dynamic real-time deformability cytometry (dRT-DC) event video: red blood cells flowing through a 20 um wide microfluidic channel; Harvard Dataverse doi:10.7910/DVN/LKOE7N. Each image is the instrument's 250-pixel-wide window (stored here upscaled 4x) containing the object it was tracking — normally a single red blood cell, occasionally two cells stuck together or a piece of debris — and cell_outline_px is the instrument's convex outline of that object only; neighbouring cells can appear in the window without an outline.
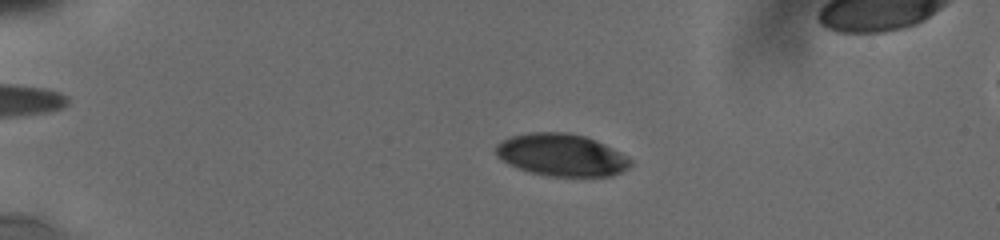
{"species": "human", "species_latin": "Homo sapiens", "temperature_condition": "cold", "stored_images_in_passage": 14, "camera_frame_rate_fps": 3000, "um_per_image_px": 0.085, "donor": {"sex": "male"}, "frame": {"image": 1, "passage_image": 8, "time_ms": 4.0, "image_size_px": [1000, 240], "cell_outline_px": [[632, 164], [628, 168], [612, 176], [552, 176], [532, 172], [520, 168], [496, 156], [496, 144], [500, 140], [512, 136], [528, 132], [568, 132], [584, 136], [596, 140], [628, 156], [632, 160]], "centroid_in_image_um": [47.75, 13.15], "position_along_channel_um": 37.2, "area_um2": 33.0}}